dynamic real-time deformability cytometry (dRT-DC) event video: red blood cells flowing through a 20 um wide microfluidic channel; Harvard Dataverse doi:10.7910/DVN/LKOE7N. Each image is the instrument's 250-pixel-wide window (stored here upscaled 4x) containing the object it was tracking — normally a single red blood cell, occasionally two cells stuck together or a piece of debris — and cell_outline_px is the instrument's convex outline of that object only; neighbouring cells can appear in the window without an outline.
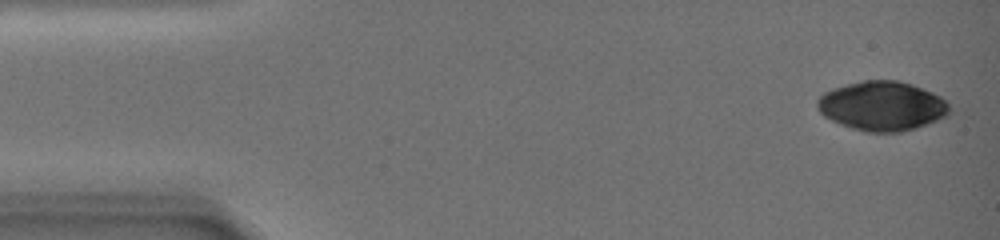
{"species": "common noctule bat (a hibernating species)", "species_latin": "Nyctalus noctula", "temperature_condition": "warm", "stored_images_in_passage": 62, "camera_frame_rate_fps": 3000, "um_per_image_px": 0.085, "animal": {"sex": "female", "body_mass_g": 19.0, "forearm_length_mm": 51.5}, "frame": {"image": 1, "passage_image": 2, "time_ms": 0.333, "image_size_px": [1000, 240], "cell_outline_px": [[952, 112], [948, 116], [916, 128], [900, 132], [864, 132], [840, 124], [824, 116], [816, 108], [816, 100], [824, 92], [832, 88], [864, 80], [900, 80], [912, 84], [932, 92], [940, 96], [952, 108]], "centroid_in_image_um": [74.99, 9.01], "position_along_channel_um": 10.0, "area_um2": 38.32}}